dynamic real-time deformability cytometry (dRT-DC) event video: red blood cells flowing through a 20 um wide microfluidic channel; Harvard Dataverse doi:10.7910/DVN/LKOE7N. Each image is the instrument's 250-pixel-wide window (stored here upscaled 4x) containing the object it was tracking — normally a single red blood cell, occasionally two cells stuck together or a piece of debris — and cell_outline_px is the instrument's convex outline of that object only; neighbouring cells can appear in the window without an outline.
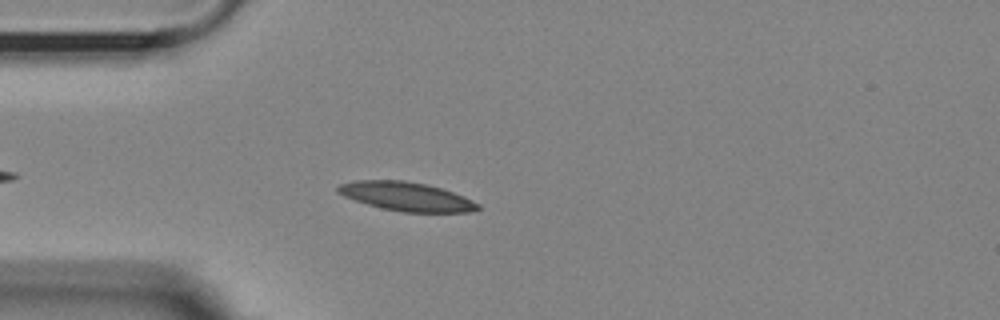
{"species": "Egyptian fruit bat (a non-hibernating species)", "species_latin": "Rousettus aegyptiacus", "temperature_condition": "room temperature", "stored_images_in_passage": 37, "camera_frame_rate_fps": 3000, "um_per_image_px": 0.085, "animal": {"sex": "female"}, "frame": {"image": 1, "passage_image": 7, "time_ms": 2.0, "image_size_px": [1000, 320], "cell_outline_px": [[480, 208], [468, 212], [400, 212], [368, 204], [344, 196], [336, 192], [336, 188], [340, 184], [356, 180], [404, 180], [428, 184], [464, 196], [480, 204]], "centroid_in_image_um": [34.54, 16.69], "position_along_channel_um": 50.5, "area_um2": 23.41}}
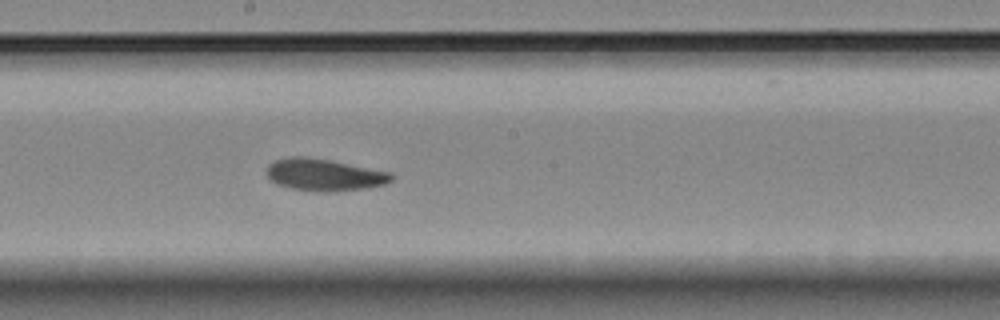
{"frame": {"image": 2, "passage_image": 22, "time_ms": 7.0, "image_size_px": [1000, 320], "cell_outline_px": [[392, 180], [384, 184], [364, 188], [336, 192], [324, 192], [292, 188], [276, 184], [268, 176], [268, 164], [276, 160], [288, 156], [308, 156], [392, 172]], "centroid_in_image_um": [27.56, 14.85], "position_along_channel_um": 220.6, "area_um2": 23.18}}
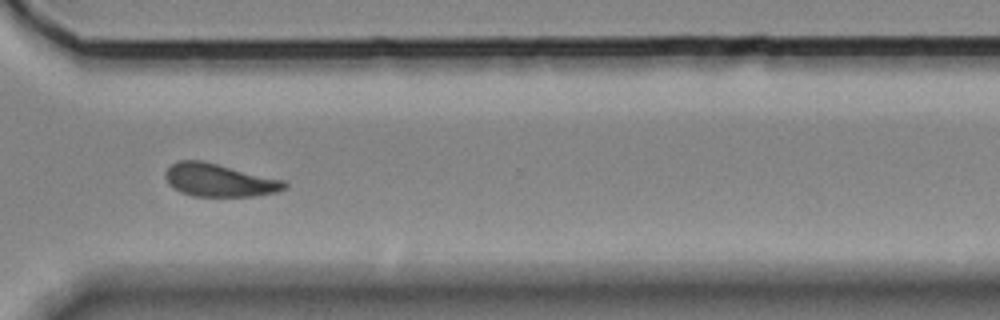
{"frame": {"image": 3, "passage_image": 33, "time_ms": 10.667, "image_size_px": [1000, 320], "cell_outline_px": [[288, 188], [276, 192], [252, 196], [192, 196], [180, 192], [168, 184], [164, 176], [164, 172], [172, 164], [180, 160], [200, 160], [284, 180], [288, 184]], "centroid_in_image_um": [18.62, 15.32], "position_along_channel_um": 352.0, "area_um2": 22.77}, "authors_computed_cell_mechanics": {"area_um2": 22.9466, "velocity_mm_per_s": 3.5794, "shape_relaxation_time_tau1_ms": 4.4036, "shape_relaxation_time_tau2_ms": 3.0248, "deformation_change_tau1": 0.1333, "deformation_change_tau2": 0.0878}}